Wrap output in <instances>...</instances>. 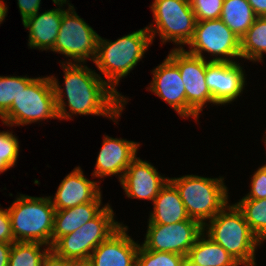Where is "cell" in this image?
Masks as SVG:
<instances>
[{
  "label": "cell",
  "instance_id": "cell-1",
  "mask_svg": "<svg viewBox=\"0 0 266 266\" xmlns=\"http://www.w3.org/2000/svg\"><path fill=\"white\" fill-rule=\"evenodd\" d=\"M67 64V65H66ZM62 63L64 69V90L55 76H49L52 82L58 118L72 119V115H101L116 120L123 111L127 100L114 91L107 82L86 65ZM67 97L69 113L63 96Z\"/></svg>",
  "mask_w": 266,
  "mask_h": 266
},
{
  "label": "cell",
  "instance_id": "cell-2",
  "mask_svg": "<svg viewBox=\"0 0 266 266\" xmlns=\"http://www.w3.org/2000/svg\"><path fill=\"white\" fill-rule=\"evenodd\" d=\"M151 43L152 39L147 27L113 42L98 37L94 63L114 91L117 92L115 87L119 84V80L127 76L137 65Z\"/></svg>",
  "mask_w": 266,
  "mask_h": 266
},
{
  "label": "cell",
  "instance_id": "cell-3",
  "mask_svg": "<svg viewBox=\"0 0 266 266\" xmlns=\"http://www.w3.org/2000/svg\"><path fill=\"white\" fill-rule=\"evenodd\" d=\"M208 223L203 226L206 237L222 246L239 264L255 262V249L261 242L235 204L225 205Z\"/></svg>",
  "mask_w": 266,
  "mask_h": 266
},
{
  "label": "cell",
  "instance_id": "cell-4",
  "mask_svg": "<svg viewBox=\"0 0 266 266\" xmlns=\"http://www.w3.org/2000/svg\"><path fill=\"white\" fill-rule=\"evenodd\" d=\"M7 208L16 242H39L52 246L55 208L49 197L20 194Z\"/></svg>",
  "mask_w": 266,
  "mask_h": 266
},
{
  "label": "cell",
  "instance_id": "cell-5",
  "mask_svg": "<svg viewBox=\"0 0 266 266\" xmlns=\"http://www.w3.org/2000/svg\"><path fill=\"white\" fill-rule=\"evenodd\" d=\"M179 191L181 200L190 219L202 226L212 219L228 203V190L224 178H207L185 175L169 178Z\"/></svg>",
  "mask_w": 266,
  "mask_h": 266
},
{
  "label": "cell",
  "instance_id": "cell-6",
  "mask_svg": "<svg viewBox=\"0 0 266 266\" xmlns=\"http://www.w3.org/2000/svg\"><path fill=\"white\" fill-rule=\"evenodd\" d=\"M49 118L59 119L52 82L50 77H38L21 89L1 119L8 126H24Z\"/></svg>",
  "mask_w": 266,
  "mask_h": 266
},
{
  "label": "cell",
  "instance_id": "cell-7",
  "mask_svg": "<svg viewBox=\"0 0 266 266\" xmlns=\"http://www.w3.org/2000/svg\"><path fill=\"white\" fill-rule=\"evenodd\" d=\"M110 205L73 233L60 237L51 250L64 259L90 258L93 250L114 233L121 225L114 220Z\"/></svg>",
  "mask_w": 266,
  "mask_h": 266
},
{
  "label": "cell",
  "instance_id": "cell-8",
  "mask_svg": "<svg viewBox=\"0 0 266 266\" xmlns=\"http://www.w3.org/2000/svg\"><path fill=\"white\" fill-rule=\"evenodd\" d=\"M150 8L156 24L155 27L152 24L147 27L152 42L159 32L163 43L172 41L181 45L178 49H183L182 45L188 44L192 39L197 22L190 1L154 0Z\"/></svg>",
  "mask_w": 266,
  "mask_h": 266
},
{
  "label": "cell",
  "instance_id": "cell-9",
  "mask_svg": "<svg viewBox=\"0 0 266 266\" xmlns=\"http://www.w3.org/2000/svg\"><path fill=\"white\" fill-rule=\"evenodd\" d=\"M191 55L201 57L203 51L212 54L216 62H235L231 58H241L240 39L219 18L196 22L192 39L187 44Z\"/></svg>",
  "mask_w": 266,
  "mask_h": 266
},
{
  "label": "cell",
  "instance_id": "cell-10",
  "mask_svg": "<svg viewBox=\"0 0 266 266\" xmlns=\"http://www.w3.org/2000/svg\"><path fill=\"white\" fill-rule=\"evenodd\" d=\"M67 4L69 7L63 11L58 36L51 51L72 58L74 63H85L87 58L94 62L99 35L77 15L74 6Z\"/></svg>",
  "mask_w": 266,
  "mask_h": 266
},
{
  "label": "cell",
  "instance_id": "cell-11",
  "mask_svg": "<svg viewBox=\"0 0 266 266\" xmlns=\"http://www.w3.org/2000/svg\"><path fill=\"white\" fill-rule=\"evenodd\" d=\"M178 68L186 92V118L198 119L206 103H213V97L205 80L206 59L189 54L186 50L174 48L167 56Z\"/></svg>",
  "mask_w": 266,
  "mask_h": 266
},
{
  "label": "cell",
  "instance_id": "cell-12",
  "mask_svg": "<svg viewBox=\"0 0 266 266\" xmlns=\"http://www.w3.org/2000/svg\"><path fill=\"white\" fill-rule=\"evenodd\" d=\"M202 233L203 226L190 218L169 225L148 223L142 245L148 250L177 253L186 257Z\"/></svg>",
  "mask_w": 266,
  "mask_h": 266
},
{
  "label": "cell",
  "instance_id": "cell-13",
  "mask_svg": "<svg viewBox=\"0 0 266 266\" xmlns=\"http://www.w3.org/2000/svg\"><path fill=\"white\" fill-rule=\"evenodd\" d=\"M237 62L206 60L205 80L214 105L231 103L244 90L245 74Z\"/></svg>",
  "mask_w": 266,
  "mask_h": 266
},
{
  "label": "cell",
  "instance_id": "cell-14",
  "mask_svg": "<svg viewBox=\"0 0 266 266\" xmlns=\"http://www.w3.org/2000/svg\"><path fill=\"white\" fill-rule=\"evenodd\" d=\"M127 226H120L91 253L92 266H136L140 244L126 233Z\"/></svg>",
  "mask_w": 266,
  "mask_h": 266
},
{
  "label": "cell",
  "instance_id": "cell-15",
  "mask_svg": "<svg viewBox=\"0 0 266 266\" xmlns=\"http://www.w3.org/2000/svg\"><path fill=\"white\" fill-rule=\"evenodd\" d=\"M139 147L140 143L134 141L104 136L92 175L103 178L120 174L118 179L121 181L128 166L137 157Z\"/></svg>",
  "mask_w": 266,
  "mask_h": 266
},
{
  "label": "cell",
  "instance_id": "cell-16",
  "mask_svg": "<svg viewBox=\"0 0 266 266\" xmlns=\"http://www.w3.org/2000/svg\"><path fill=\"white\" fill-rule=\"evenodd\" d=\"M168 180L169 178L162 177L149 162L136 157L120 182L127 197L153 201Z\"/></svg>",
  "mask_w": 266,
  "mask_h": 266
},
{
  "label": "cell",
  "instance_id": "cell-17",
  "mask_svg": "<svg viewBox=\"0 0 266 266\" xmlns=\"http://www.w3.org/2000/svg\"><path fill=\"white\" fill-rule=\"evenodd\" d=\"M152 73L149 91L166 101L182 118H186V92L179 68L166 57Z\"/></svg>",
  "mask_w": 266,
  "mask_h": 266
},
{
  "label": "cell",
  "instance_id": "cell-18",
  "mask_svg": "<svg viewBox=\"0 0 266 266\" xmlns=\"http://www.w3.org/2000/svg\"><path fill=\"white\" fill-rule=\"evenodd\" d=\"M100 194V186L97 182L86 179L78 166L61 181L54 198L50 197V199L55 210L58 211L92 202Z\"/></svg>",
  "mask_w": 266,
  "mask_h": 266
},
{
  "label": "cell",
  "instance_id": "cell-19",
  "mask_svg": "<svg viewBox=\"0 0 266 266\" xmlns=\"http://www.w3.org/2000/svg\"><path fill=\"white\" fill-rule=\"evenodd\" d=\"M62 8L52 9L44 13L30 16L23 21L29 29L28 46L40 50H52L60 29L63 16Z\"/></svg>",
  "mask_w": 266,
  "mask_h": 266
},
{
  "label": "cell",
  "instance_id": "cell-20",
  "mask_svg": "<svg viewBox=\"0 0 266 266\" xmlns=\"http://www.w3.org/2000/svg\"><path fill=\"white\" fill-rule=\"evenodd\" d=\"M153 205L154 208L153 212L150 213L149 223L169 225L190 218L179 191L170 180L161 188L158 196L153 200Z\"/></svg>",
  "mask_w": 266,
  "mask_h": 266
},
{
  "label": "cell",
  "instance_id": "cell-21",
  "mask_svg": "<svg viewBox=\"0 0 266 266\" xmlns=\"http://www.w3.org/2000/svg\"><path fill=\"white\" fill-rule=\"evenodd\" d=\"M100 194L94 201L72 208L55 211L52 245L67 234L73 233L85 223L93 219L102 209Z\"/></svg>",
  "mask_w": 266,
  "mask_h": 266
},
{
  "label": "cell",
  "instance_id": "cell-22",
  "mask_svg": "<svg viewBox=\"0 0 266 266\" xmlns=\"http://www.w3.org/2000/svg\"><path fill=\"white\" fill-rule=\"evenodd\" d=\"M204 232L197 238L195 244L189 250L186 259L198 266H255L251 264H239L222 246L213 242L209 237L205 238Z\"/></svg>",
  "mask_w": 266,
  "mask_h": 266
},
{
  "label": "cell",
  "instance_id": "cell-23",
  "mask_svg": "<svg viewBox=\"0 0 266 266\" xmlns=\"http://www.w3.org/2000/svg\"><path fill=\"white\" fill-rule=\"evenodd\" d=\"M256 18L247 0H224L220 19L239 39L253 25Z\"/></svg>",
  "mask_w": 266,
  "mask_h": 266
},
{
  "label": "cell",
  "instance_id": "cell-24",
  "mask_svg": "<svg viewBox=\"0 0 266 266\" xmlns=\"http://www.w3.org/2000/svg\"><path fill=\"white\" fill-rule=\"evenodd\" d=\"M241 58L263 61L266 53V16L257 17L253 25L240 39Z\"/></svg>",
  "mask_w": 266,
  "mask_h": 266
},
{
  "label": "cell",
  "instance_id": "cell-25",
  "mask_svg": "<svg viewBox=\"0 0 266 266\" xmlns=\"http://www.w3.org/2000/svg\"><path fill=\"white\" fill-rule=\"evenodd\" d=\"M235 205L242 212L252 233L261 243L266 240V198L241 199Z\"/></svg>",
  "mask_w": 266,
  "mask_h": 266
},
{
  "label": "cell",
  "instance_id": "cell-26",
  "mask_svg": "<svg viewBox=\"0 0 266 266\" xmlns=\"http://www.w3.org/2000/svg\"><path fill=\"white\" fill-rule=\"evenodd\" d=\"M43 245L39 242H13L8 266H41L44 256L51 250L45 248L43 251L40 249Z\"/></svg>",
  "mask_w": 266,
  "mask_h": 266
},
{
  "label": "cell",
  "instance_id": "cell-27",
  "mask_svg": "<svg viewBox=\"0 0 266 266\" xmlns=\"http://www.w3.org/2000/svg\"><path fill=\"white\" fill-rule=\"evenodd\" d=\"M34 79L26 76H0V118L9 111L21 89L26 88Z\"/></svg>",
  "mask_w": 266,
  "mask_h": 266
},
{
  "label": "cell",
  "instance_id": "cell-28",
  "mask_svg": "<svg viewBox=\"0 0 266 266\" xmlns=\"http://www.w3.org/2000/svg\"><path fill=\"white\" fill-rule=\"evenodd\" d=\"M186 257L177 253L152 251L140 245L136 266H182Z\"/></svg>",
  "mask_w": 266,
  "mask_h": 266
},
{
  "label": "cell",
  "instance_id": "cell-29",
  "mask_svg": "<svg viewBox=\"0 0 266 266\" xmlns=\"http://www.w3.org/2000/svg\"><path fill=\"white\" fill-rule=\"evenodd\" d=\"M18 156V138L11 132H0V173L14 167Z\"/></svg>",
  "mask_w": 266,
  "mask_h": 266
},
{
  "label": "cell",
  "instance_id": "cell-30",
  "mask_svg": "<svg viewBox=\"0 0 266 266\" xmlns=\"http://www.w3.org/2000/svg\"><path fill=\"white\" fill-rule=\"evenodd\" d=\"M197 22L219 19L224 0H189Z\"/></svg>",
  "mask_w": 266,
  "mask_h": 266
},
{
  "label": "cell",
  "instance_id": "cell-31",
  "mask_svg": "<svg viewBox=\"0 0 266 266\" xmlns=\"http://www.w3.org/2000/svg\"><path fill=\"white\" fill-rule=\"evenodd\" d=\"M250 192L242 199L266 198V164L258 168L251 179Z\"/></svg>",
  "mask_w": 266,
  "mask_h": 266
},
{
  "label": "cell",
  "instance_id": "cell-32",
  "mask_svg": "<svg viewBox=\"0 0 266 266\" xmlns=\"http://www.w3.org/2000/svg\"><path fill=\"white\" fill-rule=\"evenodd\" d=\"M0 242L13 243L14 237L11 229V220L8 209L0 208Z\"/></svg>",
  "mask_w": 266,
  "mask_h": 266
},
{
  "label": "cell",
  "instance_id": "cell-33",
  "mask_svg": "<svg viewBox=\"0 0 266 266\" xmlns=\"http://www.w3.org/2000/svg\"><path fill=\"white\" fill-rule=\"evenodd\" d=\"M40 2L41 0H18L17 3L22 16V22L39 12Z\"/></svg>",
  "mask_w": 266,
  "mask_h": 266
},
{
  "label": "cell",
  "instance_id": "cell-34",
  "mask_svg": "<svg viewBox=\"0 0 266 266\" xmlns=\"http://www.w3.org/2000/svg\"><path fill=\"white\" fill-rule=\"evenodd\" d=\"M41 266H67V259L59 257L50 250L43 258Z\"/></svg>",
  "mask_w": 266,
  "mask_h": 266
},
{
  "label": "cell",
  "instance_id": "cell-35",
  "mask_svg": "<svg viewBox=\"0 0 266 266\" xmlns=\"http://www.w3.org/2000/svg\"><path fill=\"white\" fill-rule=\"evenodd\" d=\"M257 17L266 16V0H247Z\"/></svg>",
  "mask_w": 266,
  "mask_h": 266
},
{
  "label": "cell",
  "instance_id": "cell-36",
  "mask_svg": "<svg viewBox=\"0 0 266 266\" xmlns=\"http://www.w3.org/2000/svg\"><path fill=\"white\" fill-rule=\"evenodd\" d=\"M12 243L0 242V266H8Z\"/></svg>",
  "mask_w": 266,
  "mask_h": 266
},
{
  "label": "cell",
  "instance_id": "cell-37",
  "mask_svg": "<svg viewBox=\"0 0 266 266\" xmlns=\"http://www.w3.org/2000/svg\"><path fill=\"white\" fill-rule=\"evenodd\" d=\"M67 266H92L90 258L67 259Z\"/></svg>",
  "mask_w": 266,
  "mask_h": 266
},
{
  "label": "cell",
  "instance_id": "cell-38",
  "mask_svg": "<svg viewBox=\"0 0 266 266\" xmlns=\"http://www.w3.org/2000/svg\"><path fill=\"white\" fill-rule=\"evenodd\" d=\"M7 5L3 2V0H0V24L1 22L5 19V17L7 16Z\"/></svg>",
  "mask_w": 266,
  "mask_h": 266
},
{
  "label": "cell",
  "instance_id": "cell-39",
  "mask_svg": "<svg viewBox=\"0 0 266 266\" xmlns=\"http://www.w3.org/2000/svg\"><path fill=\"white\" fill-rule=\"evenodd\" d=\"M52 1L55 3V5H58V7L59 5L61 7L63 6V4H66V2H68L67 0H52Z\"/></svg>",
  "mask_w": 266,
  "mask_h": 266
},
{
  "label": "cell",
  "instance_id": "cell-40",
  "mask_svg": "<svg viewBox=\"0 0 266 266\" xmlns=\"http://www.w3.org/2000/svg\"><path fill=\"white\" fill-rule=\"evenodd\" d=\"M182 266H198V265H193L187 259H185V261L183 262Z\"/></svg>",
  "mask_w": 266,
  "mask_h": 266
}]
</instances>
